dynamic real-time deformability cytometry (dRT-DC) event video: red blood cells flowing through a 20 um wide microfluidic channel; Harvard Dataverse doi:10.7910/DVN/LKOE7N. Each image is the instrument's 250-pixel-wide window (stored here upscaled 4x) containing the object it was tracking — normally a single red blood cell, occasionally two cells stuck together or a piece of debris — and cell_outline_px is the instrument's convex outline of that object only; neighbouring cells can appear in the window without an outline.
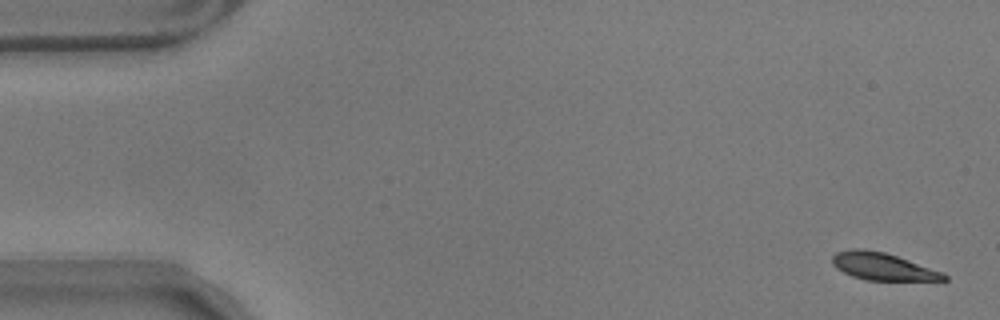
{"species": "common noctule bat (a hibernating species)", "species_latin": "Nyctalus noctula", "temperature_condition": "warm", "stored_images_in_passage": 17, "camera_frame_rate_fps": 3000, "um_per_image_px": 0.085, "animal": {"sex": "male", "body_mass_g": 17.9}, "frame": {"image": 1, "passage_image": 1, "time_ms": 0.0, "image_size_px": [1000, 320], "cell_outline_px": [[948, 280], [864, 280], [852, 276], [836, 268], [832, 264], [832, 256], [836, 252], [852, 248], [864, 248], [884, 252], [944, 272], [948, 276]], "centroid_in_image_um": [75.01, 22.64], "position_along_channel_um": 10.0, "area_um2": 17.8}}